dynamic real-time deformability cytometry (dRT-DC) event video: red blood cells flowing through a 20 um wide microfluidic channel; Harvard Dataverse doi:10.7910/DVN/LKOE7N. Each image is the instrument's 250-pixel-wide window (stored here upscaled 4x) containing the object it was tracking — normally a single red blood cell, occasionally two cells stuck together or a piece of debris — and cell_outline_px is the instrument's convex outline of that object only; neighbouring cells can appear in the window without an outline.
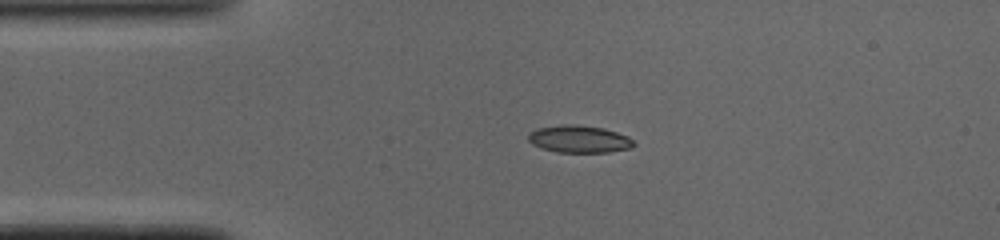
{"species": "common noctule bat (a hibernating species)", "species_latin": "Nyctalus noctula", "temperature_condition": "cold", "stored_images_in_passage": 39, "camera_frame_rate_fps": 3000, "um_per_image_px": 0.085, "animal": {"sex": "male", "body_mass_g": 19.0, "forearm_length_mm": 50.8}, "frame": {"image": 1, "passage_image": 1, "time_ms": 0.0, "image_size_px": [1000, 240], "cell_outline_px": [[636, 144], [632, 148], [608, 152], [556, 152], [532, 144], [528, 140], [528, 132], [536, 128], [560, 124], [576, 124], [604, 128], [628, 136]], "centroid_in_image_um": [49.22, 11.81], "position_along_channel_um": 35.8, "area_um2": 16.94}}
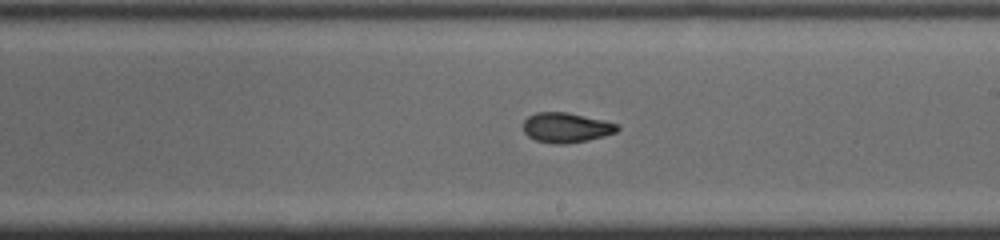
{"frame": {"image": 2, "passage_image": 18, "time_ms": 5.667, "image_size_px": [1000, 240], "cell_outline_px": [[620, 128], [616, 132], [604, 136], [588, 140], [560, 144], [552, 144], [536, 140], [528, 136], [524, 132], [524, 120], [528, 116], [536, 112], [568, 112], [620, 124]], "centroid_in_image_um": [48.13, 10.84], "position_along_channel_um": 240.9, "area_um2": 16.42}}
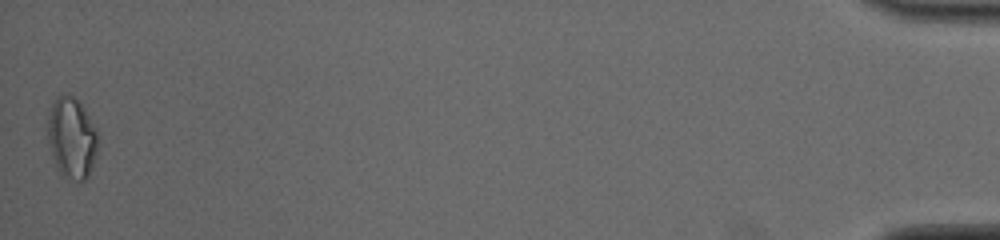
{"frame": {"image": 3, "passage_image": 39, "time_ms": 12.667, "image_size_px": [1000, 240], "cell_outline_px": [[96, 156], [92, 168], [88, 176], [80, 184], [60, 172], [56, 168], [52, 156], [48, 140], [48, 116], [52, 104], [56, 96], [68, 92], [80, 104], [88, 116], [96, 132]], "centroid_in_image_um": [6.07, 11.74], "position_along_channel_um": 429.1, "area_um2": 23.41}, "authors_computed_cell_mechanics": {"area_um2": 16.6464, "velocity_mm_per_s": 4.111, "shape_relaxation_time_tau1_ms": null, "shape_relaxation_time_tau2_ms": 2.1618, "deformation_change_tau1": null, "deformation_change_tau2": 0.0714}}